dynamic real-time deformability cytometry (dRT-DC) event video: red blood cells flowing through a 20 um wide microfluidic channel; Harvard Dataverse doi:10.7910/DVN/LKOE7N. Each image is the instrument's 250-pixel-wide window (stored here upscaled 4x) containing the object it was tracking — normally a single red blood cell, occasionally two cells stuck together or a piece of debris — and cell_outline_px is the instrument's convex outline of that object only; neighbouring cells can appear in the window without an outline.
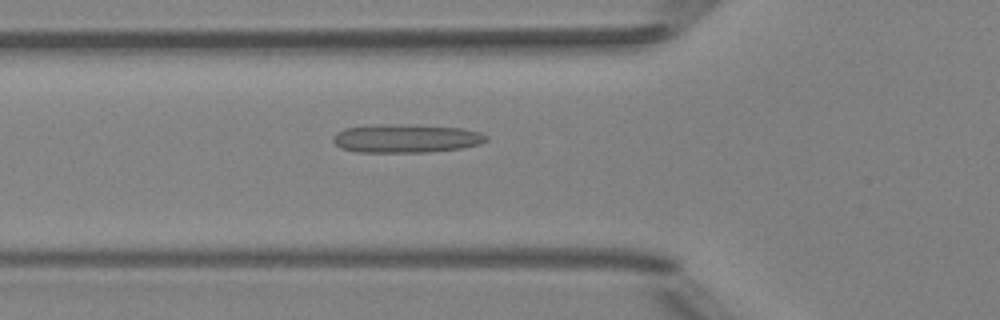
{"species": "Egyptian fruit bat (a non-hibernating species)", "species_latin": "Rousettus aegyptiacus", "temperature_condition": "room temperature", "stored_images_in_passage": 51, "camera_frame_rate_fps": 3000, "um_per_image_px": 0.085, "animal": {"sex": "female"}, "frame": {"image": 1, "passage_image": 18, "time_ms": 5.667, "image_size_px": [1000, 320], "cell_outline_px": [[488, 140], [480, 144], [464, 148], [428, 152], [356, 152], [340, 148], [332, 140], [332, 136], [336, 132], [344, 128], [388, 124], [400, 124], [464, 128], [480, 132], [488, 136]], "centroid_in_image_um": [34.53, 11.77], "position_along_channel_um": 91.3, "area_um2": 25.61}}
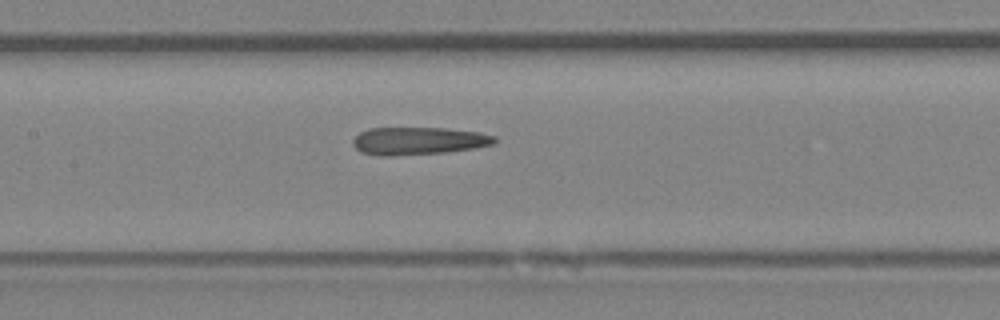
{"frame": {"image": 2, "passage_image": 24, "time_ms": 7.667, "image_size_px": [1000, 320], "cell_outline_px": [[496, 140], [492, 144], [472, 148], [448, 152], [388, 156], [380, 156], [360, 152], [352, 144], [352, 140], [360, 132], [368, 128], [444, 128], [480, 132], [496, 136]], "centroid_in_image_um": [35.53, 11.97], "position_along_channel_um": 171.9, "area_um2": 22.83}}
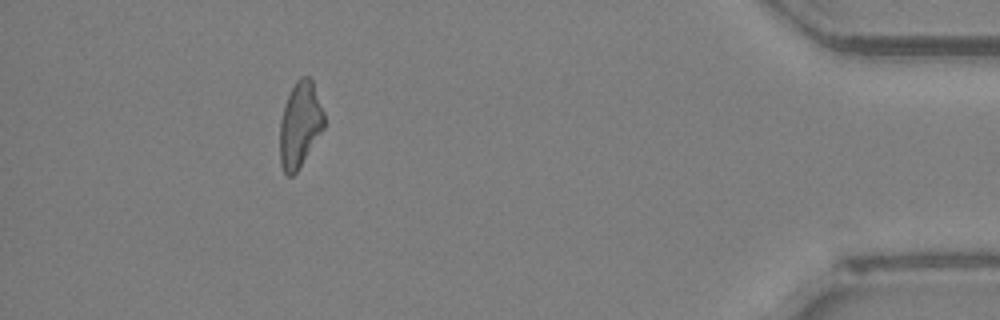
{"frame": {"image": 3, "passage_image": 46, "time_ms": 15.0, "image_size_px": [1000, 320], "cell_outline_px": [[324, 128], [296, 172], [292, 176], [288, 176], [284, 172], [280, 164], [280, 120], [284, 104], [296, 80], [300, 76], [308, 76], [312, 80], [324, 112]], "centroid_in_image_um": [25.48, 10.58], "position_along_channel_um": 409.7, "area_um2": 21.91}, "authors_computed_cell_mechanics": {"area_um2": 22.7154, "velocity_mm_per_s": 4.0327, "shape_relaxation_time_tau1_ms": null, "shape_relaxation_time_tau2_ms": 1.5957, "deformation_change_tau1": null, "deformation_change_tau2": 0.1323}}